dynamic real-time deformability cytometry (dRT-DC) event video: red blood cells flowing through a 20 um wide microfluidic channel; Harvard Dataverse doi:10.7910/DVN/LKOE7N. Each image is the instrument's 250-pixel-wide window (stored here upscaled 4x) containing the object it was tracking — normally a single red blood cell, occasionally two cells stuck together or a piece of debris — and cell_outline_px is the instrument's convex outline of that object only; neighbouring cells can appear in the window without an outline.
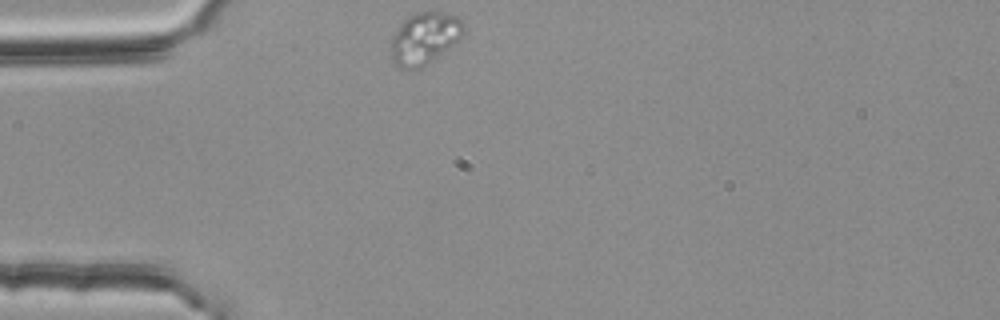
{"species": "common noctule bat (a hibernating species)", "species_latin": "Nyctalus noctula", "temperature_condition": "room temperature", "stored_images_in_passage": 45, "camera_frame_rate_fps": 3000, "um_per_image_px": 0.085, "animal": {"sex": "female", "body_mass_g": 25.1}, "frame": {"image": 1, "passage_image": 1, "time_ms": 0.0, "image_size_px": [1000, 320], "cell_outline_px": [[464, 32], [460, 40], [424, 68], [400, 68], [392, 60], [392, 36], [400, 24], [408, 16], [416, 12], [440, 12], [460, 16], [464, 24]], "centroid_in_image_um": [36.13, 3.25], "position_along_channel_um": 48.9, "area_um2": 22.2}}
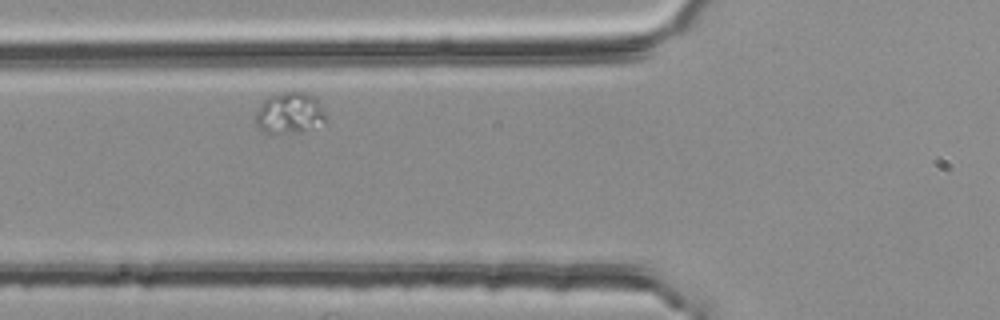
{"frame": {"image": 2, "passage_image": 7, "time_ms": 2.0, "image_size_px": [1000, 320], "cell_outline_px": [[324, 120], [312, 128], [300, 132], [264, 132], [256, 124], [256, 112], [264, 100], [272, 92], [304, 92], [316, 96], [324, 112]], "centroid_in_image_um": [24.59, 9.56], "position_along_channel_um": 101.2, "area_um2": 16.65}}